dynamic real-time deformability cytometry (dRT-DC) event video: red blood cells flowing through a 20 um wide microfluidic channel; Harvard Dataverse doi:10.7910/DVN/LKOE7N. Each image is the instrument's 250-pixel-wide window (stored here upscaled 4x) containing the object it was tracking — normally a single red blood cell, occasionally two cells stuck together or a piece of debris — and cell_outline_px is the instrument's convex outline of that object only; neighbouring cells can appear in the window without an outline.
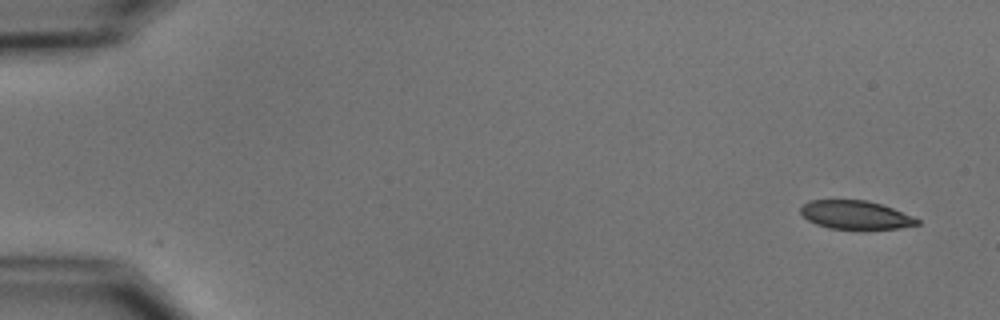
{"species": "common noctule bat (a hibernating species)", "species_latin": "Nyctalus noctula", "temperature_condition": "cold", "stored_images_in_passage": 4, "camera_frame_rate_fps": 3000, "um_per_image_px": 0.085, "animal": {"sex": "male", "body_mass_g": 15.6}, "frame": {"image": 1, "passage_image": 1, "time_ms": 0.0, "image_size_px": [1000, 320], "cell_outline_px": [[920, 224], [900, 228], [828, 228], [816, 224], [808, 220], [800, 212], [800, 208], [808, 200], [868, 200], [892, 208], [912, 216], [920, 220]], "centroid_in_image_um": [72.7, 18.25], "position_along_channel_um": 12.3, "area_um2": 19.07}}
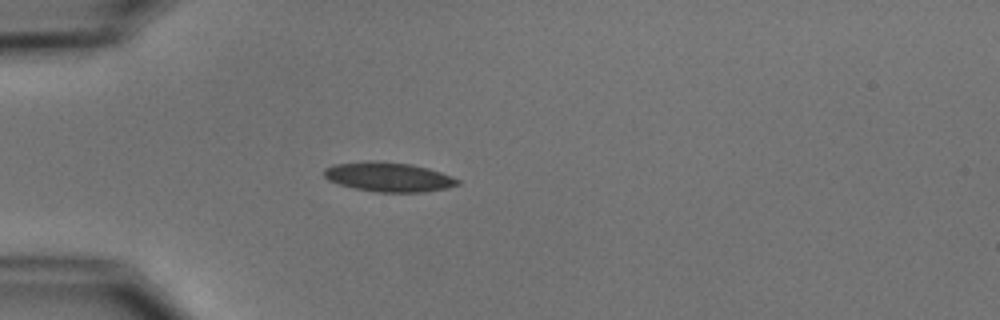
{"frame": {"image": 2, "passage_image": 4, "time_ms": 4.333, "image_size_px": [1000, 320], "cell_outline_px": [[460, 184], [448, 188], [424, 192], [376, 192], [356, 188], [340, 184], [328, 180], [324, 176], [324, 168], [332, 164], [368, 160], [372, 160], [412, 164], [428, 168], [452, 176], [460, 180]], "centroid_in_image_um": [33.03, 15.03], "position_along_channel_um": 52.0, "area_um2": 23.06}}